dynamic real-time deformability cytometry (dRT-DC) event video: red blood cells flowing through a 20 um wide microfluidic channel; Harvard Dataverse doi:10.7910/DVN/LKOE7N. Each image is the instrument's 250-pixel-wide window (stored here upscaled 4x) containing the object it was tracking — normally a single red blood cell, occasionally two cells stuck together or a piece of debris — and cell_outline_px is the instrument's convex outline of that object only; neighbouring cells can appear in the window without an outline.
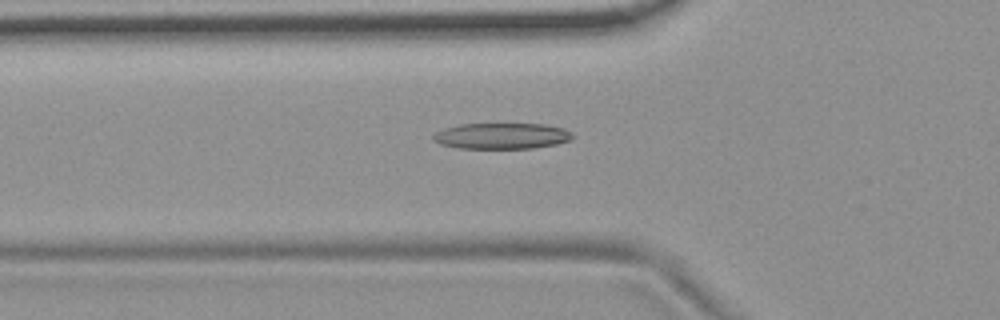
{"species": "common noctule bat (a hibernating species)", "species_latin": "Nyctalus noctula", "temperature_condition": "room temperature", "stored_images_in_passage": 53, "camera_frame_rate_fps": 3000, "um_per_image_px": 0.085, "animal": {"sex": "female", "body_mass_g": 19.9}, "frame": {"image": 1, "passage_image": 19, "time_ms": 6.0, "image_size_px": [1000, 320], "cell_outline_px": [[572, 140], [556, 144], [532, 148], [456, 148], [440, 144], [432, 140], [432, 136], [436, 132], [444, 128], [460, 124], [544, 124], [564, 128], [572, 132]], "centroid_in_image_um": [42.63, 11.55], "position_along_channel_um": 83.2, "area_um2": 21.15}}
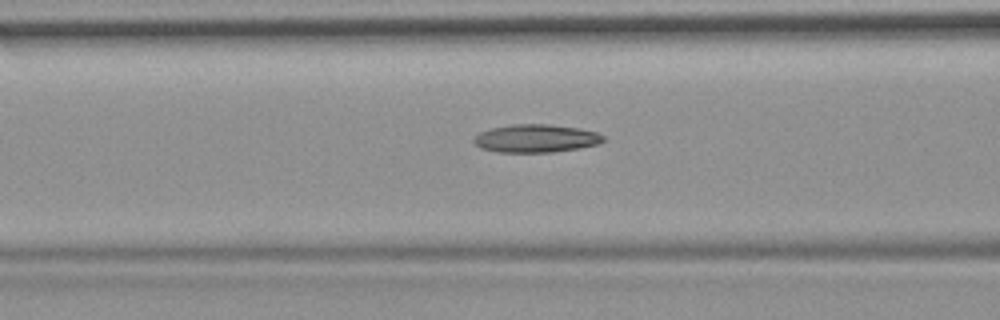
{"frame": {"image": 2, "passage_image": 22, "time_ms": 7.0, "image_size_px": [1000, 320], "cell_outline_px": [[604, 140], [600, 144], [552, 152], [496, 152], [480, 148], [472, 140], [480, 132], [492, 128], [512, 124], [548, 124], [580, 128], [596, 132], [604, 136]], "centroid_in_image_um": [45.55, 11.76], "position_along_channel_um": 121.1, "area_um2": 21.1}}
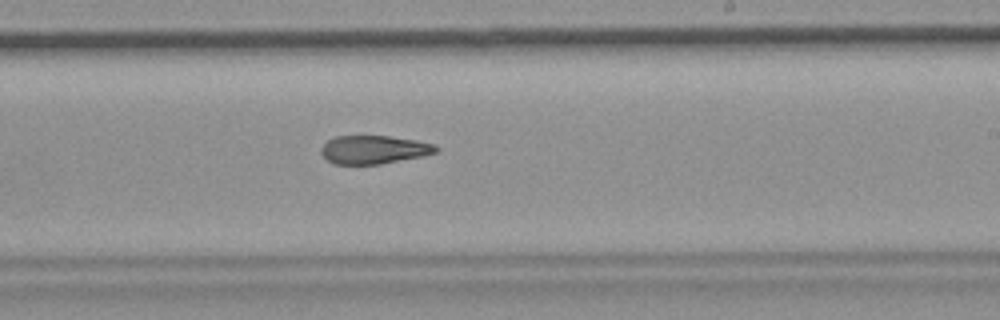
{"frame": {"image": 3, "passage_image": 33, "time_ms": 10.667, "image_size_px": [1000, 320], "cell_outline_px": [[440, 148], [436, 152], [420, 156], [380, 164], [332, 164], [320, 152], [320, 148], [328, 140], [336, 136], [388, 136], [416, 140], [432, 144]], "centroid_in_image_um": [31.74, 12.72], "position_along_channel_um": 257.3, "area_um2": 18.79}, "authors_computed_cell_mechanics": {"area_um2": 20.6346, "velocity_mm_per_s": 3.7331, "shape_relaxation_time_tau1_ms": 10.4206, "shape_relaxation_time_tau2_ms": 4.4134, "deformation_change_tau1": 0.2546, "deformation_change_tau2": 0.145}}